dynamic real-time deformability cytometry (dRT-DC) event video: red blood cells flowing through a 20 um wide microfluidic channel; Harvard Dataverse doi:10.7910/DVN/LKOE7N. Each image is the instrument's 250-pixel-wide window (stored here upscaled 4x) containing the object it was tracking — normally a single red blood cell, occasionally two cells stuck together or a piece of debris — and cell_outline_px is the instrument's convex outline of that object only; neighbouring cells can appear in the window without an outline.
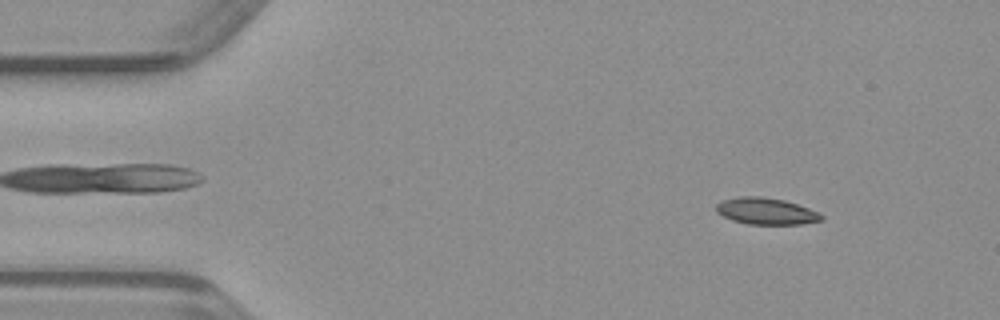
{"species": "common noctule bat (a hibernating species)", "species_latin": "Nyctalus noctula", "temperature_condition": "warm", "stored_images_in_passage": 46, "camera_frame_rate_fps": 3000, "um_per_image_px": 0.085, "animal": {"sex": "male", "body_mass_g": 23.1, "forearm_length_mm": 52.7}, "frame": {"image": 1, "passage_image": 3, "time_ms": 0.667, "image_size_px": [1000, 320], "cell_outline_px": [[824, 220], [800, 224], [748, 224], [732, 220], [716, 212], [716, 204], [720, 200], [736, 196], [764, 196], [784, 200], [820, 212], [824, 216]], "centroid_in_image_um": [65.11, 17.94], "position_along_channel_um": 19.9, "area_um2": 16.53}}
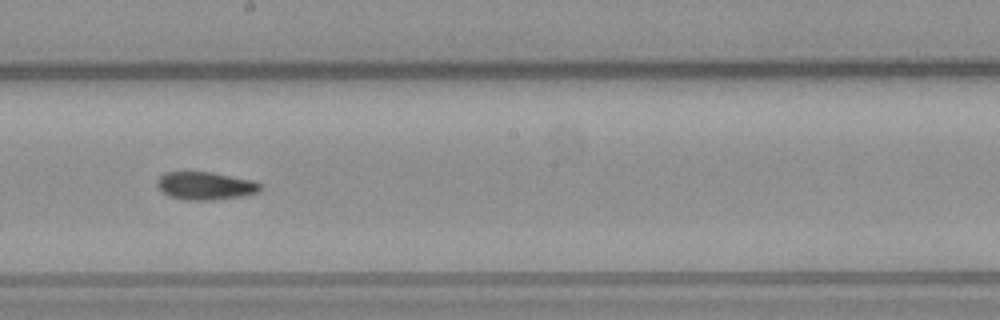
{"frame": {"image": 2, "passage_image": 24, "time_ms": 7.667, "image_size_px": [1000, 320], "cell_outline_px": [[264, 184], [260, 192], [240, 196], [212, 200], [184, 200], [168, 196], [156, 184], [156, 180], [164, 172], [212, 172], [252, 180]], "centroid_in_image_um": [17.48, 15.79], "position_along_channel_um": 230.7, "area_um2": 16.88}}
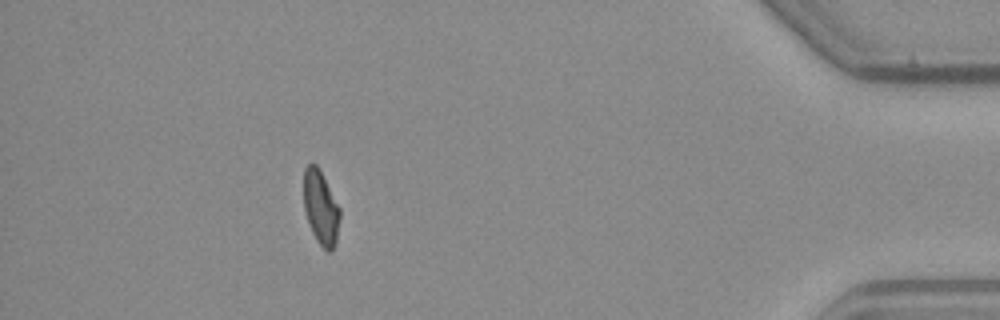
{"frame": {"image": 3, "passage_image": 41, "time_ms": 13.333, "image_size_px": [1000, 320], "cell_outline_px": [[340, 216], [336, 244], [332, 252], [328, 252], [316, 240], [312, 232], [304, 208], [304, 168], [308, 164], [316, 164], [320, 168], [340, 208]], "centroid_in_image_um": [27.28, 17.65], "position_along_channel_um": 407.9, "area_um2": 15.72}}